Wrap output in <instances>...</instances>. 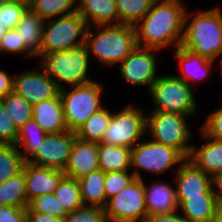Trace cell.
Instances as JSON below:
<instances>
[{
  "mask_svg": "<svg viewBox=\"0 0 222 222\" xmlns=\"http://www.w3.org/2000/svg\"><path fill=\"white\" fill-rule=\"evenodd\" d=\"M186 11L181 0H155L134 26L137 46L157 50L181 46Z\"/></svg>",
  "mask_w": 222,
  "mask_h": 222,
  "instance_id": "1",
  "label": "cell"
},
{
  "mask_svg": "<svg viewBox=\"0 0 222 222\" xmlns=\"http://www.w3.org/2000/svg\"><path fill=\"white\" fill-rule=\"evenodd\" d=\"M181 46L212 61L222 59V9L186 11Z\"/></svg>",
  "mask_w": 222,
  "mask_h": 222,
  "instance_id": "2",
  "label": "cell"
},
{
  "mask_svg": "<svg viewBox=\"0 0 222 222\" xmlns=\"http://www.w3.org/2000/svg\"><path fill=\"white\" fill-rule=\"evenodd\" d=\"M85 45L89 55L93 54L102 66L120 64L137 46L135 27L124 24L88 27Z\"/></svg>",
  "mask_w": 222,
  "mask_h": 222,
  "instance_id": "3",
  "label": "cell"
},
{
  "mask_svg": "<svg viewBox=\"0 0 222 222\" xmlns=\"http://www.w3.org/2000/svg\"><path fill=\"white\" fill-rule=\"evenodd\" d=\"M40 65L55 81L59 90L84 85L94 80L89 78L90 55L85 44L72 48L48 53L42 56ZM62 83H64L62 85Z\"/></svg>",
  "mask_w": 222,
  "mask_h": 222,
  "instance_id": "4",
  "label": "cell"
},
{
  "mask_svg": "<svg viewBox=\"0 0 222 222\" xmlns=\"http://www.w3.org/2000/svg\"><path fill=\"white\" fill-rule=\"evenodd\" d=\"M149 94L154 103L153 111L171 112L189 117L198 112L193 87L175 74L158 76Z\"/></svg>",
  "mask_w": 222,
  "mask_h": 222,
  "instance_id": "5",
  "label": "cell"
},
{
  "mask_svg": "<svg viewBox=\"0 0 222 222\" xmlns=\"http://www.w3.org/2000/svg\"><path fill=\"white\" fill-rule=\"evenodd\" d=\"M87 28V23L77 11L45 20L40 52L36 58L85 44Z\"/></svg>",
  "mask_w": 222,
  "mask_h": 222,
  "instance_id": "6",
  "label": "cell"
},
{
  "mask_svg": "<svg viewBox=\"0 0 222 222\" xmlns=\"http://www.w3.org/2000/svg\"><path fill=\"white\" fill-rule=\"evenodd\" d=\"M103 84L97 81L59 90L68 131L75 132L102 107Z\"/></svg>",
  "mask_w": 222,
  "mask_h": 222,
  "instance_id": "7",
  "label": "cell"
},
{
  "mask_svg": "<svg viewBox=\"0 0 222 222\" xmlns=\"http://www.w3.org/2000/svg\"><path fill=\"white\" fill-rule=\"evenodd\" d=\"M150 112L146 114V135H151L150 139L158 143L173 147L188 159L193 145L188 142L193 136L187 122L189 116L164 111Z\"/></svg>",
  "mask_w": 222,
  "mask_h": 222,
  "instance_id": "8",
  "label": "cell"
},
{
  "mask_svg": "<svg viewBox=\"0 0 222 222\" xmlns=\"http://www.w3.org/2000/svg\"><path fill=\"white\" fill-rule=\"evenodd\" d=\"M186 160L187 158L173 147L154 140L149 142L141 140L131 149L130 168H133L135 178L143 180L140 171L145 170L147 173L161 176L170 169L179 168Z\"/></svg>",
  "mask_w": 222,
  "mask_h": 222,
  "instance_id": "9",
  "label": "cell"
},
{
  "mask_svg": "<svg viewBox=\"0 0 222 222\" xmlns=\"http://www.w3.org/2000/svg\"><path fill=\"white\" fill-rule=\"evenodd\" d=\"M146 136V111L129 104L118 112L112 111L111 120L99 143L133 148Z\"/></svg>",
  "mask_w": 222,
  "mask_h": 222,
  "instance_id": "10",
  "label": "cell"
},
{
  "mask_svg": "<svg viewBox=\"0 0 222 222\" xmlns=\"http://www.w3.org/2000/svg\"><path fill=\"white\" fill-rule=\"evenodd\" d=\"M107 222H145L144 179L135 178L121 192L107 200L104 206Z\"/></svg>",
  "mask_w": 222,
  "mask_h": 222,
  "instance_id": "11",
  "label": "cell"
},
{
  "mask_svg": "<svg viewBox=\"0 0 222 222\" xmlns=\"http://www.w3.org/2000/svg\"><path fill=\"white\" fill-rule=\"evenodd\" d=\"M157 49L136 46L119 64L120 77L133 86H146L147 91L158 78Z\"/></svg>",
  "mask_w": 222,
  "mask_h": 222,
  "instance_id": "12",
  "label": "cell"
},
{
  "mask_svg": "<svg viewBox=\"0 0 222 222\" xmlns=\"http://www.w3.org/2000/svg\"><path fill=\"white\" fill-rule=\"evenodd\" d=\"M12 91L24 97L31 105L54 98L59 93L55 81L41 65L38 69H27L15 73Z\"/></svg>",
  "mask_w": 222,
  "mask_h": 222,
  "instance_id": "13",
  "label": "cell"
},
{
  "mask_svg": "<svg viewBox=\"0 0 222 222\" xmlns=\"http://www.w3.org/2000/svg\"><path fill=\"white\" fill-rule=\"evenodd\" d=\"M75 138L76 133L72 131L47 134L28 162L36 166L64 170Z\"/></svg>",
  "mask_w": 222,
  "mask_h": 222,
  "instance_id": "14",
  "label": "cell"
},
{
  "mask_svg": "<svg viewBox=\"0 0 222 222\" xmlns=\"http://www.w3.org/2000/svg\"><path fill=\"white\" fill-rule=\"evenodd\" d=\"M22 171L25 175L28 204L37 196L54 193L65 176L63 170L36 166L29 162H24Z\"/></svg>",
  "mask_w": 222,
  "mask_h": 222,
  "instance_id": "15",
  "label": "cell"
},
{
  "mask_svg": "<svg viewBox=\"0 0 222 222\" xmlns=\"http://www.w3.org/2000/svg\"><path fill=\"white\" fill-rule=\"evenodd\" d=\"M175 191L177 200L201 197L211 188V176L186 160L176 171Z\"/></svg>",
  "mask_w": 222,
  "mask_h": 222,
  "instance_id": "16",
  "label": "cell"
},
{
  "mask_svg": "<svg viewBox=\"0 0 222 222\" xmlns=\"http://www.w3.org/2000/svg\"><path fill=\"white\" fill-rule=\"evenodd\" d=\"M98 169V143L83 141L76 137L63 170L65 176L78 180Z\"/></svg>",
  "mask_w": 222,
  "mask_h": 222,
  "instance_id": "17",
  "label": "cell"
},
{
  "mask_svg": "<svg viewBox=\"0 0 222 222\" xmlns=\"http://www.w3.org/2000/svg\"><path fill=\"white\" fill-rule=\"evenodd\" d=\"M33 119L46 134L68 131L59 93L51 99L32 105Z\"/></svg>",
  "mask_w": 222,
  "mask_h": 222,
  "instance_id": "18",
  "label": "cell"
},
{
  "mask_svg": "<svg viewBox=\"0 0 222 222\" xmlns=\"http://www.w3.org/2000/svg\"><path fill=\"white\" fill-rule=\"evenodd\" d=\"M174 53L175 57L179 60V70L182 73L181 76H179L180 74H176V76L184 80L191 87L193 86L192 83L200 82L210 76V70H212L215 61L195 54L182 46L177 47Z\"/></svg>",
  "mask_w": 222,
  "mask_h": 222,
  "instance_id": "19",
  "label": "cell"
},
{
  "mask_svg": "<svg viewBox=\"0 0 222 222\" xmlns=\"http://www.w3.org/2000/svg\"><path fill=\"white\" fill-rule=\"evenodd\" d=\"M200 132L205 143L201 147L192 145L188 160L212 177L222 171V141L206 136L201 130Z\"/></svg>",
  "mask_w": 222,
  "mask_h": 222,
  "instance_id": "20",
  "label": "cell"
},
{
  "mask_svg": "<svg viewBox=\"0 0 222 222\" xmlns=\"http://www.w3.org/2000/svg\"><path fill=\"white\" fill-rule=\"evenodd\" d=\"M78 2L76 11L88 27L119 24L115 0H78Z\"/></svg>",
  "mask_w": 222,
  "mask_h": 222,
  "instance_id": "21",
  "label": "cell"
},
{
  "mask_svg": "<svg viewBox=\"0 0 222 222\" xmlns=\"http://www.w3.org/2000/svg\"><path fill=\"white\" fill-rule=\"evenodd\" d=\"M145 204L148 216L178 211L175 187L160 181L147 186L144 180Z\"/></svg>",
  "mask_w": 222,
  "mask_h": 222,
  "instance_id": "22",
  "label": "cell"
},
{
  "mask_svg": "<svg viewBox=\"0 0 222 222\" xmlns=\"http://www.w3.org/2000/svg\"><path fill=\"white\" fill-rule=\"evenodd\" d=\"M178 211L189 222H215L218 204L212 187L201 197L177 200Z\"/></svg>",
  "mask_w": 222,
  "mask_h": 222,
  "instance_id": "23",
  "label": "cell"
},
{
  "mask_svg": "<svg viewBox=\"0 0 222 222\" xmlns=\"http://www.w3.org/2000/svg\"><path fill=\"white\" fill-rule=\"evenodd\" d=\"M98 162L99 169L104 173L130 170L131 148L98 143Z\"/></svg>",
  "mask_w": 222,
  "mask_h": 222,
  "instance_id": "24",
  "label": "cell"
},
{
  "mask_svg": "<svg viewBox=\"0 0 222 222\" xmlns=\"http://www.w3.org/2000/svg\"><path fill=\"white\" fill-rule=\"evenodd\" d=\"M44 20L39 18L30 8L21 16L16 29L24 41L25 47L36 57L42 43Z\"/></svg>",
  "mask_w": 222,
  "mask_h": 222,
  "instance_id": "25",
  "label": "cell"
},
{
  "mask_svg": "<svg viewBox=\"0 0 222 222\" xmlns=\"http://www.w3.org/2000/svg\"><path fill=\"white\" fill-rule=\"evenodd\" d=\"M104 181L105 173L100 169L78 179L83 205L104 208L106 204Z\"/></svg>",
  "mask_w": 222,
  "mask_h": 222,
  "instance_id": "26",
  "label": "cell"
},
{
  "mask_svg": "<svg viewBox=\"0 0 222 222\" xmlns=\"http://www.w3.org/2000/svg\"><path fill=\"white\" fill-rule=\"evenodd\" d=\"M46 135L33 118L18 129L16 146L25 162H28L35 155ZM22 146L25 150L22 149Z\"/></svg>",
  "mask_w": 222,
  "mask_h": 222,
  "instance_id": "27",
  "label": "cell"
},
{
  "mask_svg": "<svg viewBox=\"0 0 222 222\" xmlns=\"http://www.w3.org/2000/svg\"><path fill=\"white\" fill-rule=\"evenodd\" d=\"M111 115L110 110L102 107L75 131L76 137L83 141L99 143L108 128Z\"/></svg>",
  "mask_w": 222,
  "mask_h": 222,
  "instance_id": "28",
  "label": "cell"
},
{
  "mask_svg": "<svg viewBox=\"0 0 222 222\" xmlns=\"http://www.w3.org/2000/svg\"><path fill=\"white\" fill-rule=\"evenodd\" d=\"M77 2L78 0H28V8L45 21L75 12Z\"/></svg>",
  "mask_w": 222,
  "mask_h": 222,
  "instance_id": "29",
  "label": "cell"
},
{
  "mask_svg": "<svg viewBox=\"0 0 222 222\" xmlns=\"http://www.w3.org/2000/svg\"><path fill=\"white\" fill-rule=\"evenodd\" d=\"M3 205L28 206L23 171L0 184V206Z\"/></svg>",
  "mask_w": 222,
  "mask_h": 222,
  "instance_id": "30",
  "label": "cell"
},
{
  "mask_svg": "<svg viewBox=\"0 0 222 222\" xmlns=\"http://www.w3.org/2000/svg\"><path fill=\"white\" fill-rule=\"evenodd\" d=\"M1 101L7 116L17 130L33 118L32 105L24 97L15 94L13 91L2 98Z\"/></svg>",
  "mask_w": 222,
  "mask_h": 222,
  "instance_id": "31",
  "label": "cell"
},
{
  "mask_svg": "<svg viewBox=\"0 0 222 222\" xmlns=\"http://www.w3.org/2000/svg\"><path fill=\"white\" fill-rule=\"evenodd\" d=\"M155 0H115L119 24L135 26L147 14Z\"/></svg>",
  "mask_w": 222,
  "mask_h": 222,
  "instance_id": "32",
  "label": "cell"
},
{
  "mask_svg": "<svg viewBox=\"0 0 222 222\" xmlns=\"http://www.w3.org/2000/svg\"><path fill=\"white\" fill-rule=\"evenodd\" d=\"M54 195L68 213L83 206L79 183L75 178L64 176Z\"/></svg>",
  "mask_w": 222,
  "mask_h": 222,
  "instance_id": "33",
  "label": "cell"
},
{
  "mask_svg": "<svg viewBox=\"0 0 222 222\" xmlns=\"http://www.w3.org/2000/svg\"><path fill=\"white\" fill-rule=\"evenodd\" d=\"M24 162L16 145H0V184L20 173Z\"/></svg>",
  "mask_w": 222,
  "mask_h": 222,
  "instance_id": "34",
  "label": "cell"
},
{
  "mask_svg": "<svg viewBox=\"0 0 222 222\" xmlns=\"http://www.w3.org/2000/svg\"><path fill=\"white\" fill-rule=\"evenodd\" d=\"M28 8V0H0V23L7 30L16 28Z\"/></svg>",
  "mask_w": 222,
  "mask_h": 222,
  "instance_id": "35",
  "label": "cell"
},
{
  "mask_svg": "<svg viewBox=\"0 0 222 222\" xmlns=\"http://www.w3.org/2000/svg\"><path fill=\"white\" fill-rule=\"evenodd\" d=\"M28 207L36 213H46L57 217L60 220H63L68 215V212L59 203L54 193L44 194L33 198L29 202Z\"/></svg>",
  "mask_w": 222,
  "mask_h": 222,
  "instance_id": "36",
  "label": "cell"
},
{
  "mask_svg": "<svg viewBox=\"0 0 222 222\" xmlns=\"http://www.w3.org/2000/svg\"><path fill=\"white\" fill-rule=\"evenodd\" d=\"M135 179L133 172L129 170L113 171L105 173L104 190L106 202L121 192L129 183Z\"/></svg>",
  "mask_w": 222,
  "mask_h": 222,
  "instance_id": "37",
  "label": "cell"
},
{
  "mask_svg": "<svg viewBox=\"0 0 222 222\" xmlns=\"http://www.w3.org/2000/svg\"><path fill=\"white\" fill-rule=\"evenodd\" d=\"M62 222H107L104 208L83 205L69 212Z\"/></svg>",
  "mask_w": 222,
  "mask_h": 222,
  "instance_id": "38",
  "label": "cell"
},
{
  "mask_svg": "<svg viewBox=\"0 0 222 222\" xmlns=\"http://www.w3.org/2000/svg\"><path fill=\"white\" fill-rule=\"evenodd\" d=\"M0 53L1 55L5 53H15V54H26L28 59L30 57H35L24 45V41L20 36V33L16 28L12 30H7L4 37L0 42Z\"/></svg>",
  "mask_w": 222,
  "mask_h": 222,
  "instance_id": "39",
  "label": "cell"
},
{
  "mask_svg": "<svg viewBox=\"0 0 222 222\" xmlns=\"http://www.w3.org/2000/svg\"><path fill=\"white\" fill-rule=\"evenodd\" d=\"M18 130L6 114L0 100V145H16Z\"/></svg>",
  "mask_w": 222,
  "mask_h": 222,
  "instance_id": "40",
  "label": "cell"
},
{
  "mask_svg": "<svg viewBox=\"0 0 222 222\" xmlns=\"http://www.w3.org/2000/svg\"><path fill=\"white\" fill-rule=\"evenodd\" d=\"M201 128H199L206 136L222 141V106L205 117Z\"/></svg>",
  "mask_w": 222,
  "mask_h": 222,
  "instance_id": "41",
  "label": "cell"
},
{
  "mask_svg": "<svg viewBox=\"0 0 222 222\" xmlns=\"http://www.w3.org/2000/svg\"><path fill=\"white\" fill-rule=\"evenodd\" d=\"M27 207L0 206V222H26Z\"/></svg>",
  "mask_w": 222,
  "mask_h": 222,
  "instance_id": "42",
  "label": "cell"
},
{
  "mask_svg": "<svg viewBox=\"0 0 222 222\" xmlns=\"http://www.w3.org/2000/svg\"><path fill=\"white\" fill-rule=\"evenodd\" d=\"M145 222H189L178 212L162 213L148 216Z\"/></svg>",
  "mask_w": 222,
  "mask_h": 222,
  "instance_id": "43",
  "label": "cell"
},
{
  "mask_svg": "<svg viewBox=\"0 0 222 222\" xmlns=\"http://www.w3.org/2000/svg\"><path fill=\"white\" fill-rule=\"evenodd\" d=\"M26 222H62V220L46 213H36L27 206Z\"/></svg>",
  "mask_w": 222,
  "mask_h": 222,
  "instance_id": "44",
  "label": "cell"
},
{
  "mask_svg": "<svg viewBox=\"0 0 222 222\" xmlns=\"http://www.w3.org/2000/svg\"><path fill=\"white\" fill-rule=\"evenodd\" d=\"M13 77L3 70H0V100L13 90Z\"/></svg>",
  "mask_w": 222,
  "mask_h": 222,
  "instance_id": "45",
  "label": "cell"
},
{
  "mask_svg": "<svg viewBox=\"0 0 222 222\" xmlns=\"http://www.w3.org/2000/svg\"><path fill=\"white\" fill-rule=\"evenodd\" d=\"M211 187L218 206H222V171L211 177Z\"/></svg>",
  "mask_w": 222,
  "mask_h": 222,
  "instance_id": "46",
  "label": "cell"
},
{
  "mask_svg": "<svg viewBox=\"0 0 222 222\" xmlns=\"http://www.w3.org/2000/svg\"><path fill=\"white\" fill-rule=\"evenodd\" d=\"M215 222H222V206H218L215 215Z\"/></svg>",
  "mask_w": 222,
  "mask_h": 222,
  "instance_id": "47",
  "label": "cell"
},
{
  "mask_svg": "<svg viewBox=\"0 0 222 222\" xmlns=\"http://www.w3.org/2000/svg\"><path fill=\"white\" fill-rule=\"evenodd\" d=\"M6 32H7V29L4 28V26L0 23V42H1V40L4 37Z\"/></svg>",
  "mask_w": 222,
  "mask_h": 222,
  "instance_id": "48",
  "label": "cell"
},
{
  "mask_svg": "<svg viewBox=\"0 0 222 222\" xmlns=\"http://www.w3.org/2000/svg\"><path fill=\"white\" fill-rule=\"evenodd\" d=\"M221 61H220V63H219V65H220V74H221V82H222V59H220Z\"/></svg>",
  "mask_w": 222,
  "mask_h": 222,
  "instance_id": "49",
  "label": "cell"
}]
</instances>
